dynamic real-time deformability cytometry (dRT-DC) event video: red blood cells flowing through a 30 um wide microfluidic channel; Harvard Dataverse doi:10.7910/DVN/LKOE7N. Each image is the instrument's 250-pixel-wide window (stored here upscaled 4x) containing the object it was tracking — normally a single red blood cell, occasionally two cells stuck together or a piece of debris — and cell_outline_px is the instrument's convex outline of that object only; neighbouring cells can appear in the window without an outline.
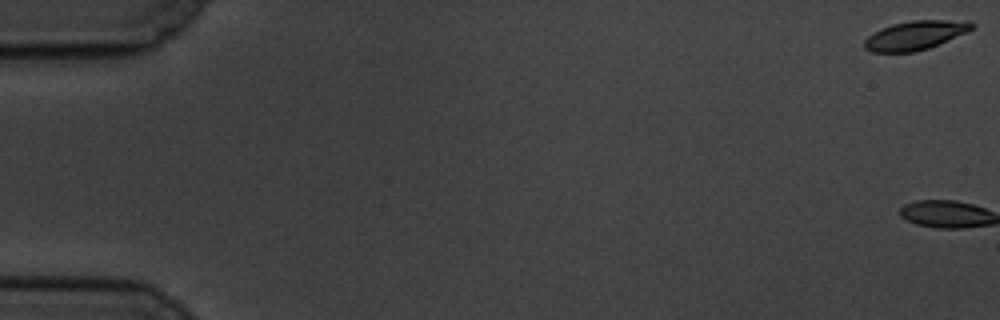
{"species": "common noctule bat (a hibernating species)", "species_latin": "Nyctalus noctula", "temperature_condition": "cold", "stored_images_in_passage": 2, "camera_frame_rate_fps": 3000, "um_per_image_px": 0.085, "animal": {"sex": "male", "body_mass_g": 19.5, "forearm_length_mm": 54.6}, "frame": {"image": 1, "passage_image": 1, "time_ms": 0.0, "image_size_px": [1000, 320], "cell_outline_px": [[976, 24], [968, 32], [928, 48], [916, 52], [872, 52], [864, 48], [864, 40], [868, 36], [880, 28], [892, 24], [912, 20], [968, 20]], "centroid_in_image_um": [77.81, 2.99], "position_along_channel_um": 7.2, "area_um2": 18.26}}